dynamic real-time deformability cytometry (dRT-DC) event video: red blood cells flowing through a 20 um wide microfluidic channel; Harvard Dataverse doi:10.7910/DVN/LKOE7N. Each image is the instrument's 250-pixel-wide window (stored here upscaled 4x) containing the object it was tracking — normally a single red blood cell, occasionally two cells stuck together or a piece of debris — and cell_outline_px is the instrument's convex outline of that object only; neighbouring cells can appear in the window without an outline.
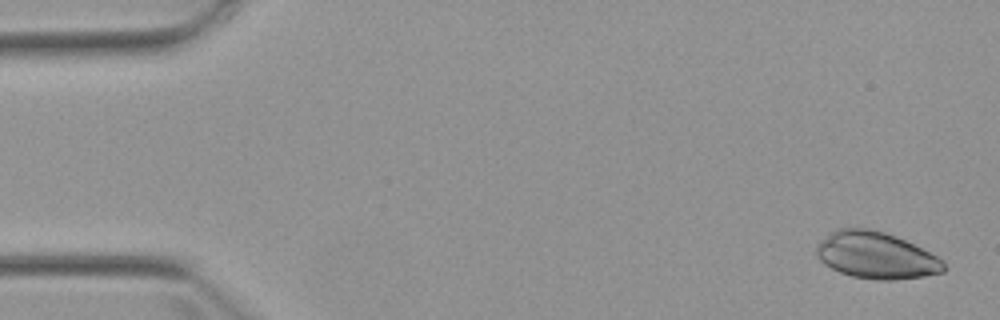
{"species": "Egyptian fruit bat (a non-hibernating species)", "species_latin": "Rousettus aegyptiacus", "temperature_condition": "warm", "stored_images_in_passage": 7, "camera_frame_rate_fps": 3000, "um_per_image_px": 0.085, "animal": {"sex": "female"}, "frame": {"image": 1, "passage_image": 1, "time_ms": 0.0, "image_size_px": [1000, 320], "cell_outline_px": [[944, 272], [924, 276], [892, 280], [876, 280], [852, 276], [840, 272], [824, 264], [816, 256], [816, 244], [836, 228], [868, 228], [884, 232], [896, 236], [944, 260]], "centroid_in_image_um": [74.43, 21.7], "position_along_channel_um": 10.6, "area_um2": 34.51}}
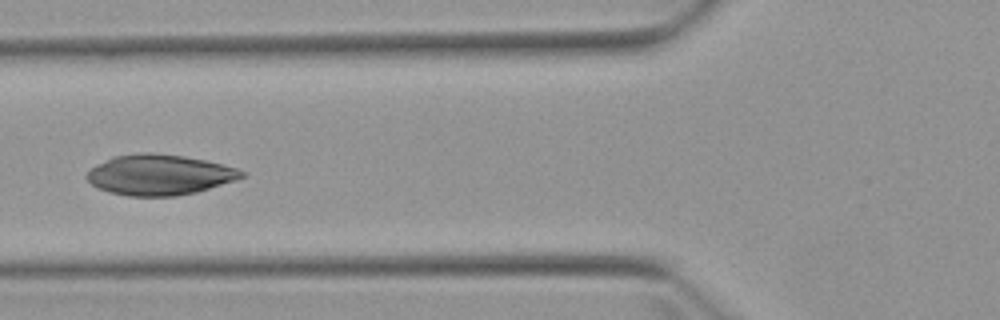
{"frame": {"image": 2, "passage_image": 6, "time_ms": 6.0, "image_size_px": [1000, 320], "cell_outline_px": [[248, 176], [236, 180], [196, 192], [176, 196], [128, 196], [108, 192], [92, 184], [84, 176], [96, 164], [112, 156], [140, 152], [152, 152], [184, 156], [204, 160], [236, 168], [248, 172]], "centroid_in_image_um": [13.56, 14.85], "position_along_channel_um": 112.2, "area_um2": 36.7}}
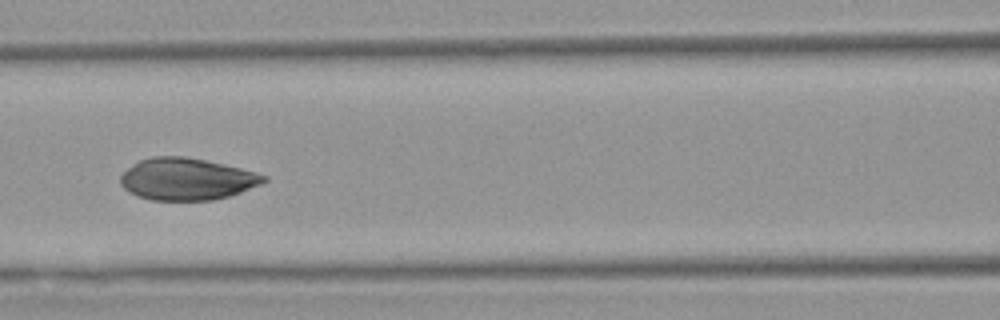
{"frame": {"image": 3, "passage_image": 7, "time_ms": 7.0, "image_size_px": [1000, 320], "cell_outline_px": [[268, 180], [260, 184], [240, 192], [228, 196], [212, 200], [152, 200], [128, 192], [120, 184], [120, 176], [128, 168], [140, 160], [152, 156], [184, 156], [224, 164], [256, 172], [268, 176]], "centroid_in_image_um": [15.87, 15.22], "position_along_channel_um": 150.7, "area_um2": 34.85}}